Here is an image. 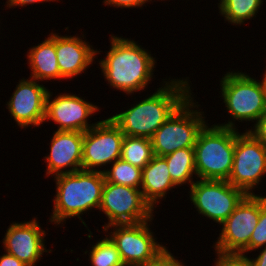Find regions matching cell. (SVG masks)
<instances>
[{"mask_svg":"<svg viewBox=\"0 0 266 266\" xmlns=\"http://www.w3.org/2000/svg\"><path fill=\"white\" fill-rule=\"evenodd\" d=\"M164 83L133 107L110 117L125 136L151 139L158 128L192 95L187 78L168 79Z\"/></svg>","mask_w":266,"mask_h":266,"instance_id":"obj_1","label":"cell"},{"mask_svg":"<svg viewBox=\"0 0 266 266\" xmlns=\"http://www.w3.org/2000/svg\"><path fill=\"white\" fill-rule=\"evenodd\" d=\"M110 36L111 48L99 61L104 79L127 95L144 90L153 79L155 58L134 40Z\"/></svg>","mask_w":266,"mask_h":266,"instance_id":"obj_2","label":"cell"},{"mask_svg":"<svg viewBox=\"0 0 266 266\" xmlns=\"http://www.w3.org/2000/svg\"><path fill=\"white\" fill-rule=\"evenodd\" d=\"M56 195L53 213L49 221L56 225L63 224L65 219L79 218L87 228L81 214L101 203L105 178L102 171L79 170L54 176Z\"/></svg>","mask_w":266,"mask_h":266,"instance_id":"obj_3","label":"cell"},{"mask_svg":"<svg viewBox=\"0 0 266 266\" xmlns=\"http://www.w3.org/2000/svg\"><path fill=\"white\" fill-rule=\"evenodd\" d=\"M235 122L204 125L194 145L197 177L228 180L234 160Z\"/></svg>","mask_w":266,"mask_h":266,"instance_id":"obj_4","label":"cell"},{"mask_svg":"<svg viewBox=\"0 0 266 266\" xmlns=\"http://www.w3.org/2000/svg\"><path fill=\"white\" fill-rule=\"evenodd\" d=\"M221 97L233 121L257 120L266 113V83L243 72H227L220 81ZM236 119V120H234Z\"/></svg>","mask_w":266,"mask_h":266,"instance_id":"obj_5","label":"cell"},{"mask_svg":"<svg viewBox=\"0 0 266 266\" xmlns=\"http://www.w3.org/2000/svg\"><path fill=\"white\" fill-rule=\"evenodd\" d=\"M190 96L151 137L153 154L164 157L175 150L194 147L200 130L207 123L198 102ZM204 117V118H203Z\"/></svg>","mask_w":266,"mask_h":266,"instance_id":"obj_6","label":"cell"},{"mask_svg":"<svg viewBox=\"0 0 266 266\" xmlns=\"http://www.w3.org/2000/svg\"><path fill=\"white\" fill-rule=\"evenodd\" d=\"M148 222H152V219L135 224H113L104 228L105 232L111 228L110 236H107L115 244L125 266H144L154 262L168 250L166 246L157 243Z\"/></svg>","mask_w":266,"mask_h":266,"instance_id":"obj_7","label":"cell"},{"mask_svg":"<svg viewBox=\"0 0 266 266\" xmlns=\"http://www.w3.org/2000/svg\"><path fill=\"white\" fill-rule=\"evenodd\" d=\"M99 210L108 218L103 229L113 224H135L153 218V209L140 188L104 182Z\"/></svg>","mask_w":266,"mask_h":266,"instance_id":"obj_8","label":"cell"},{"mask_svg":"<svg viewBox=\"0 0 266 266\" xmlns=\"http://www.w3.org/2000/svg\"><path fill=\"white\" fill-rule=\"evenodd\" d=\"M266 174V146L249 131L239 133L235 128V149L228 182L251 195ZM252 191V192H251Z\"/></svg>","mask_w":266,"mask_h":266,"instance_id":"obj_9","label":"cell"},{"mask_svg":"<svg viewBox=\"0 0 266 266\" xmlns=\"http://www.w3.org/2000/svg\"><path fill=\"white\" fill-rule=\"evenodd\" d=\"M190 200L198 213L221 225L247 195L227 180L199 179L190 186Z\"/></svg>","mask_w":266,"mask_h":266,"instance_id":"obj_10","label":"cell"},{"mask_svg":"<svg viewBox=\"0 0 266 266\" xmlns=\"http://www.w3.org/2000/svg\"><path fill=\"white\" fill-rule=\"evenodd\" d=\"M259 215L260 195L247 194L221 224V233L213 246L215 251L241 254L249 245Z\"/></svg>","mask_w":266,"mask_h":266,"instance_id":"obj_11","label":"cell"},{"mask_svg":"<svg viewBox=\"0 0 266 266\" xmlns=\"http://www.w3.org/2000/svg\"><path fill=\"white\" fill-rule=\"evenodd\" d=\"M123 138V132L110 117L97 121L83 133L82 170L101 171L99 167L120 159Z\"/></svg>","mask_w":266,"mask_h":266,"instance_id":"obj_12","label":"cell"},{"mask_svg":"<svg viewBox=\"0 0 266 266\" xmlns=\"http://www.w3.org/2000/svg\"><path fill=\"white\" fill-rule=\"evenodd\" d=\"M52 92L48 91L46 97L45 119L58 124L57 131H77L85 132L96 123L88 124V119L96 111L98 106L85 101V98L75 94L63 93L55 96L53 100Z\"/></svg>","mask_w":266,"mask_h":266,"instance_id":"obj_13","label":"cell"},{"mask_svg":"<svg viewBox=\"0 0 266 266\" xmlns=\"http://www.w3.org/2000/svg\"><path fill=\"white\" fill-rule=\"evenodd\" d=\"M48 91L49 89L33 78L19 81L6 104L19 127H37L44 122Z\"/></svg>","mask_w":266,"mask_h":266,"instance_id":"obj_14","label":"cell"},{"mask_svg":"<svg viewBox=\"0 0 266 266\" xmlns=\"http://www.w3.org/2000/svg\"><path fill=\"white\" fill-rule=\"evenodd\" d=\"M39 224L35 218L27 222L10 224L2 241L5 252L28 266H36L44 252L52 251L46 250V232Z\"/></svg>","mask_w":266,"mask_h":266,"instance_id":"obj_15","label":"cell"},{"mask_svg":"<svg viewBox=\"0 0 266 266\" xmlns=\"http://www.w3.org/2000/svg\"><path fill=\"white\" fill-rule=\"evenodd\" d=\"M82 149L83 132L56 130L51 139L50 153L44 157L47 177L82 170Z\"/></svg>","mask_w":266,"mask_h":266,"instance_id":"obj_16","label":"cell"},{"mask_svg":"<svg viewBox=\"0 0 266 266\" xmlns=\"http://www.w3.org/2000/svg\"><path fill=\"white\" fill-rule=\"evenodd\" d=\"M55 49L57 63L64 79L81 75L89 65H92L96 54L102 52L94 50L92 45L81 37L59 36L57 33H55Z\"/></svg>","mask_w":266,"mask_h":266,"instance_id":"obj_17","label":"cell"},{"mask_svg":"<svg viewBox=\"0 0 266 266\" xmlns=\"http://www.w3.org/2000/svg\"><path fill=\"white\" fill-rule=\"evenodd\" d=\"M171 179L166 160L160 156H153L151 161L142 169L141 191L145 201L154 210L155 204L160 203L167 191L175 188Z\"/></svg>","mask_w":266,"mask_h":266,"instance_id":"obj_18","label":"cell"},{"mask_svg":"<svg viewBox=\"0 0 266 266\" xmlns=\"http://www.w3.org/2000/svg\"><path fill=\"white\" fill-rule=\"evenodd\" d=\"M27 59L31 69L30 78L38 81L61 80L55 49V33L49 34L42 43L28 50Z\"/></svg>","mask_w":266,"mask_h":266,"instance_id":"obj_19","label":"cell"},{"mask_svg":"<svg viewBox=\"0 0 266 266\" xmlns=\"http://www.w3.org/2000/svg\"><path fill=\"white\" fill-rule=\"evenodd\" d=\"M168 165L171 179L176 186L185 183L192 185L193 175H196L194 147L175 150L163 157ZM190 183V184H189Z\"/></svg>","mask_w":266,"mask_h":266,"instance_id":"obj_20","label":"cell"},{"mask_svg":"<svg viewBox=\"0 0 266 266\" xmlns=\"http://www.w3.org/2000/svg\"><path fill=\"white\" fill-rule=\"evenodd\" d=\"M263 0H220L219 13L233 25H243L256 17Z\"/></svg>","mask_w":266,"mask_h":266,"instance_id":"obj_21","label":"cell"},{"mask_svg":"<svg viewBox=\"0 0 266 266\" xmlns=\"http://www.w3.org/2000/svg\"><path fill=\"white\" fill-rule=\"evenodd\" d=\"M153 156L151 139L124 135L121 149L122 160L143 169Z\"/></svg>","mask_w":266,"mask_h":266,"instance_id":"obj_22","label":"cell"},{"mask_svg":"<svg viewBox=\"0 0 266 266\" xmlns=\"http://www.w3.org/2000/svg\"><path fill=\"white\" fill-rule=\"evenodd\" d=\"M105 181L140 188L142 183V169L133 166L121 158L114 161L110 169L102 170Z\"/></svg>","mask_w":266,"mask_h":266,"instance_id":"obj_23","label":"cell"},{"mask_svg":"<svg viewBox=\"0 0 266 266\" xmlns=\"http://www.w3.org/2000/svg\"><path fill=\"white\" fill-rule=\"evenodd\" d=\"M101 241H97L89 252L92 266H125L115 244L107 235Z\"/></svg>","mask_w":266,"mask_h":266,"instance_id":"obj_24","label":"cell"},{"mask_svg":"<svg viewBox=\"0 0 266 266\" xmlns=\"http://www.w3.org/2000/svg\"><path fill=\"white\" fill-rule=\"evenodd\" d=\"M266 246V196H260L259 221L250 237L248 247L241 253L256 251Z\"/></svg>","mask_w":266,"mask_h":266,"instance_id":"obj_25","label":"cell"},{"mask_svg":"<svg viewBox=\"0 0 266 266\" xmlns=\"http://www.w3.org/2000/svg\"><path fill=\"white\" fill-rule=\"evenodd\" d=\"M215 252L218 257L215 260V266H253L245 254Z\"/></svg>","mask_w":266,"mask_h":266,"instance_id":"obj_26","label":"cell"},{"mask_svg":"<svg viewBox=\"0 0 266 266\" xmlns=\"http://www.w3.org/2000/svg\"><path fill=\"white\" fill-rule=\"evenodd\" d=\"M247 131L266 146V113L257 120L253 129H248Z\"/></svg>","mask_w":266,"mask_h":266,"instance_id":"obj_27","label":"cell"},{"mask_svg":"<svg viewBox=\"0 0 266 266\" xmlns=\"http://www.w3.org/2000/svg\"><path fill=\"white\" fill-rule=\"evenodd\" d=\"M144 266H184L182 262L177 260L170 251L166 250L158 259L154 262L146 264Z\"/></svg>","mask_w":266,"mask_h":266,"instance_id":"obj_28","label":"cell"},{"mask_svg":"<svg viewBox=\"0 0 266 266\" xmlns=\"http://www.w3.org/2000/svg\"><path fill=\"white\" fill-rule=\"evenodd\" d=\"M105 5H110L117 8H133L142 7L146 1L145 0H103Z\"/></svg>","mask_w":266,"mask_h":266,"instance_id":"obj_29","label":"cell"},{"mask_svg":"<svg viewBox=\"0 0 266 266\" xmlns=\"http://www.w3.org/2000/svg\"><path fill=\"white\" fill-rule=\"evenodd\" d=\"M0 266H28L25 263L18 260L15 256L8 253H4L0 256Z\"/></svg>","mask_w":266,"mask_h":266,"instance_id":"obj_30","label":"cell"},{"mask_svg":"<svg viewBox=\"0 0 266 266\" xmlns=\"http://www.w3.org/2000/svg\"><path fill=\"white\" fill-rule=\"evenodd\" d=\"M49 2V1H58V0H7L6 3H7V7L8 8H13L14 6H26V5H29V4H34V3H40V2Z\"/></svg>","mask_w":266,"mask_h":266,"instance_id":"obj_31","label":"cell"},{"mask_svg":"<svg viewBox=\"0 0 266 266\" xmlns=\"http://www.w3.org/2000/svg\"><path fill=\"white\" fill-rule=\"evenodd\" d=\"M261 248L262 251H259L260 253L256 258H249L253 266H266V246L264 247V249L263 247Z\"/></svg>","mask_w":266,"mask_h":266,"instance_id":"obj_32","label":"cell"},{"mask_svg":"<svg viewBox=\"0 0 266 266\" xmlns=\"http://www.w3.org/2000/svg\"><path fill=\"white\" fill-rule=\"evenodd\" d=\"M263 76H264V78H265V83H266V71H265V73L263 74Z\"/></svg>","mask_w":266,"mask_h":266,"instance_id":"obj_33","label":"cell"}]
</instances>
